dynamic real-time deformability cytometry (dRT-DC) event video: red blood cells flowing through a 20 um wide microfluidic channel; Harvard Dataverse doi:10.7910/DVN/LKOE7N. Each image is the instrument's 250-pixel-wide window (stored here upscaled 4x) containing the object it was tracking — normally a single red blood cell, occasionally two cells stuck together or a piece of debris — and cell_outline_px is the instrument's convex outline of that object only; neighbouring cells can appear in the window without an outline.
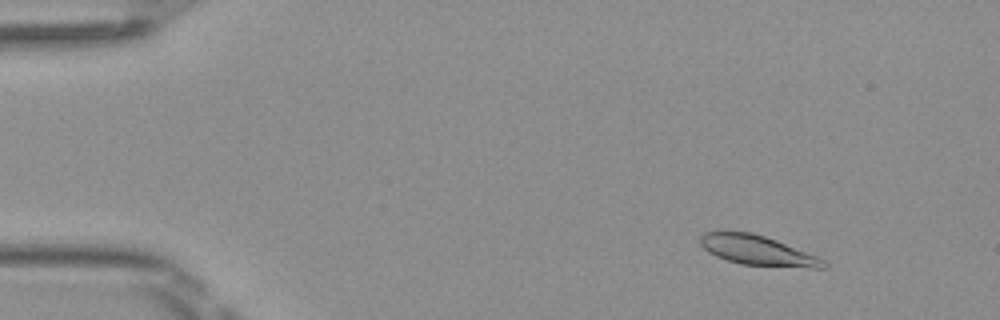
{"species": "Egyptian fruit bat (a non-hibernating species)", "species_latin": "Rousettus aegyptiacus", "temperature_condition": "room temperature", "stored_images_in_passage": 50, "camera_frame_rate_fps": 3000, "um_per_image_px": 0.085, "frame": {"image": 1, "passage_image": 6, "time_ms": 1.667, "image_size_px": [1000, 320], "cell_outline_px": [[828, 268], [812, 268], [740, 264], [716, 256], [708, 252], [700, 244], [700, 236], [704, 232], [724, 228], [752, 232], [776, 240], [816, 256], [824, 260], [828, 264]], "centroid_in_image_um": [64.31, 21.24], "position_along_channel_um": 20.7, "area_um2": 21.85}}
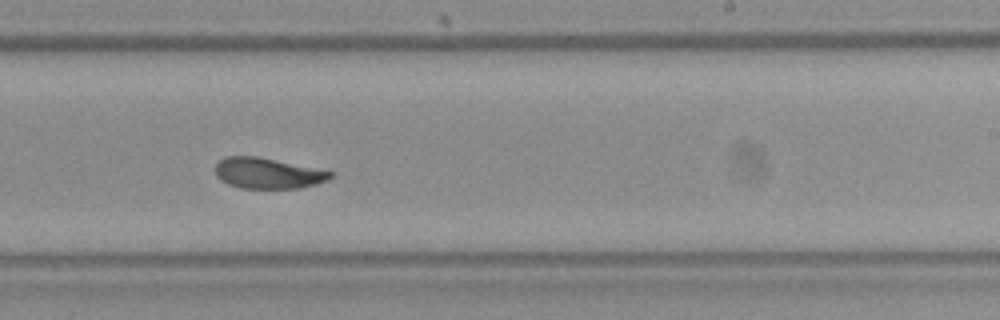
{"frame": {"image": 2, "passage_image": 31, "time_ms": 10.0, "image_size_px": [1000, 320], "cell_outline_px": [[336, 176], [328, 180], [316, 184], [300, 188], [240, 188], [228, 184], [220, 180], [216, 176], [216, 164], [224, 156], [256, 156], [336, 172]], "centroid_in_image_um": [22.79, 14.73], "position_along_channel_um": 266.2, "area_um2": 20.75}}
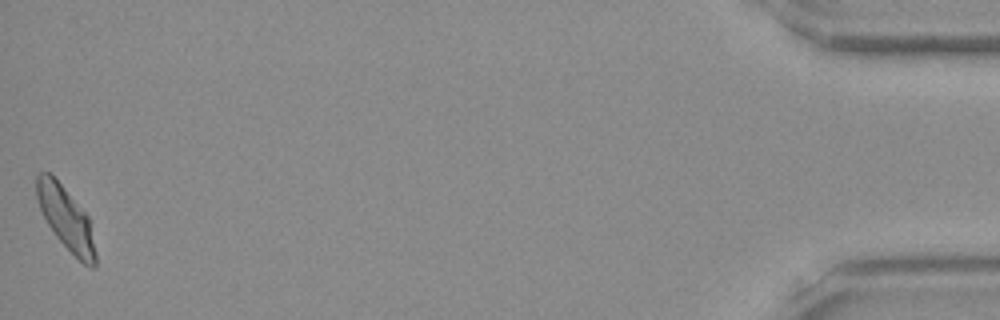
{"frame": {"image": 3, "passage_image": 50, "time_ms": 16.333, "image_size_px": [1000, 320], "cell_outline_px": [[96, 268], [92, 268], [84, 264], [56, 236], [48, 224], [36, 200], [36, 176], [40, 172], [48, 172], [60, 184], [88, 216], [96, 252]], "centroid_in_image_um": [5.6, 18.57], "position_along_channel_um": 429.6, "area_um2": 20.98}, "authors_computed_cell_mechanics": {"area_um2": 21.6461, "velocity_mm_per_s": 4.0566, "shape_relaxation_time_tau1_ms": 4.3951, "shape_relaxation_time_tau2_ms": 3.0871, "deformation_change_tau1": 0.1371, "deformation_change_tau2": 0.0507}}